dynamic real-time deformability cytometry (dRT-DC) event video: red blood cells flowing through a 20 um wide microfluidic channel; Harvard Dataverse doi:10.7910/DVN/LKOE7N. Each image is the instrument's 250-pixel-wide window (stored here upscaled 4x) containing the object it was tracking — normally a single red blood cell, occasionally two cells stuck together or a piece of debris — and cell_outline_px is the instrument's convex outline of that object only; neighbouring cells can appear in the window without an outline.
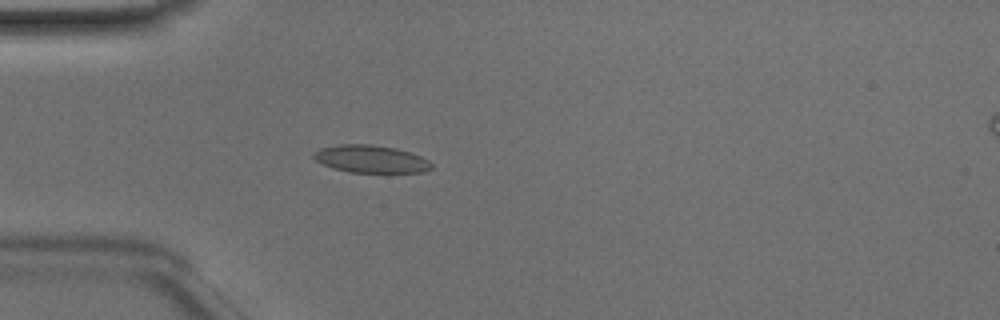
{"species": "Egyptian fruit bat (a non-hibernating species)", "species_latin": "Rousettus aegyptiacus", "temperature_condition": "room temperature", "stored_images_in_passage": 49, "camera_frame_rate_fps": 3000, "um_per_image_px": 0.085, "animal": {"sex": "male"}, "frame": {"image": 1, "passage_image": 14, "time_ms": 4.333, "image_size_px": [1000, 320], "cell_outline_px": [[432, 168], [424, 172], [348, 172], [332, 168], [316, 160], [312, 156], [312, 152], [320, 148], [340, 144], [372, 144], [396, 148], [420, 156], [428, 160], [432, 164]], "centroid_in_image_um": [31.5, 13.51], "position_along_channel_um": 53.5, "area_um2": 18.9}}
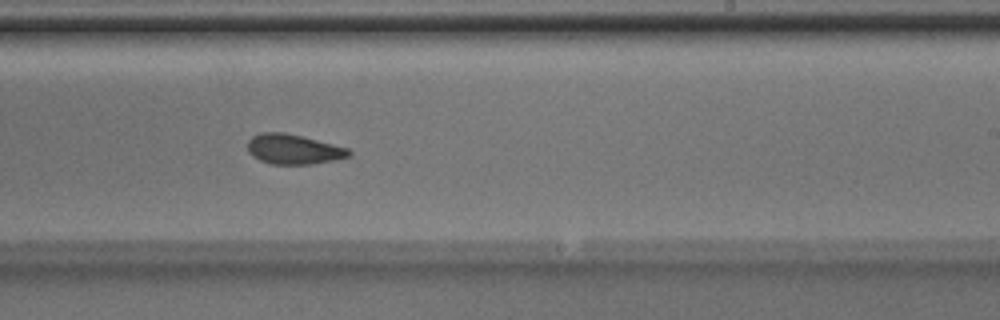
{"frame": {"image": 2, "passage_image": 30, "time_ms": 9.667, "image_size_px": [1000, 320], "cell_outline_px": [[352, 156], [336, 160], [312, 164], [272, 164], [260, 160], [252, 156], [248, 152], [248, 140], [252, 136], [260, 132], [284, 132], [348, 148], [352, 152]], "centroid_in_image_um": [24.95, 12.69], "position_along_channel_um": 264.1, "area_um2": 17.69}}
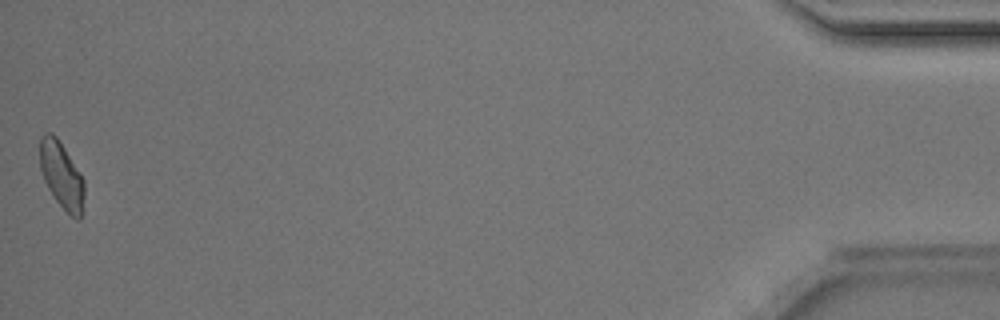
{"frame": {"image": 3, "passage_image": 49, "time_ms": 16.0, "image_size_px": [1000, 320], "cell_outline_px": [[84, 196], [80, 220], [76, 220], [56, 200], [48, 188], [44, 180], [40, 168], [40, 136], [44, 132], [52, 132], [56, 136], [80, 172], [84, 180]], "centroid_in_image_um": [5.23, 14.87], "position_along_channel_um": 430.0, "area_um2": 17.11}, "authors_computed_cell_mechanics": {"area_um2": 18.0336, "velocity_mm_per_s": 4.1051, "shape_relaxation_time_tau1_ms": 6.2166, "shape_relaxation_time_tau2_ms": 2.2257, "deformation_change_tau1": 0.1121, "deformation_change_tau2": 0.0737}}